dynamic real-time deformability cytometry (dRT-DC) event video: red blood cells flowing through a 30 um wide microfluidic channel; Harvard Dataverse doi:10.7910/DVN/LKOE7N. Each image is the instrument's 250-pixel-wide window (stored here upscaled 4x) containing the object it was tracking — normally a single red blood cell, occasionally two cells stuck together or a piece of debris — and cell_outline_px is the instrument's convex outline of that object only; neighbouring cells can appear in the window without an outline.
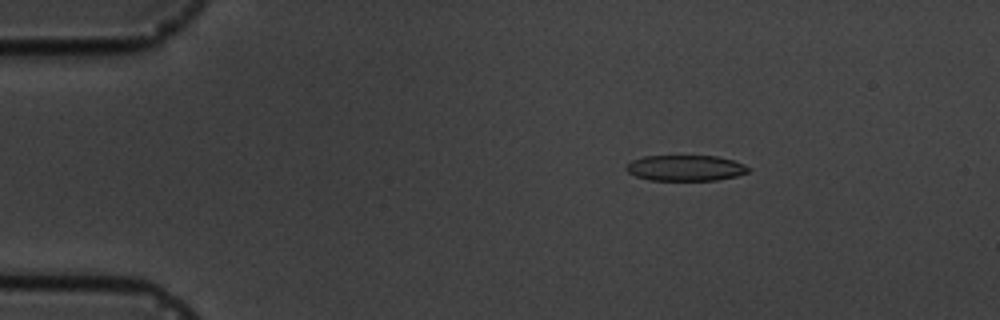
{"species": "common noctule bat (a hibernating species)", "species_latin": "Nyctalus noctula", "temperature_condition": "cold", "stored_images_in_passage": 5, "camera_frame_rate_fps": 3000, "um_per_image_px": 0.085, "animal": {"sex": "male", "body_mass_g": 19.5, "forearm_length_mm": 54.6}, "frame": {"image": 1, "passage_image": 2, "time_ms": 1.0, "image_size_px": [1000, 320], "cell_outline_px": [[748, 172], [736, 176], [716, 180], [648, 180], [636, 176], [628, 172], [624, 168], [632, 160], [644, 156], [716, 156], [732, 160], [744, 164], [748, 168]], "centroid_in_image_um": [58.23, 14.28], "position_along_channel_um": 26.8, "area_um2": 18.21}}
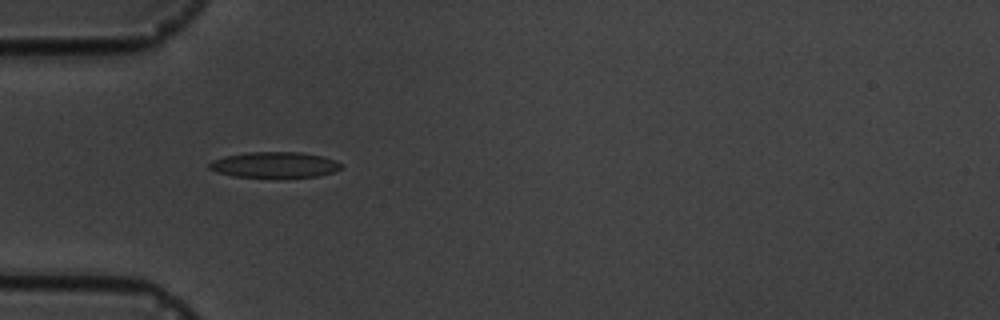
{"frame": {"image": 2, "passage_image": 4, "time_ms": 3.667, "image_size_px": [1000, 320], "cell_outline_px": [[344, 168], [332, 172], [316, 176], [284, 180], [272, 180], [232, 176], [216, 172], [208, 168], [208, 164], [212, 160], [224, 156], [248, 152], [300, 152], [324, 156], [336, 160], [344, 164]], "centroid_in_image_um": [23.36, 14.06], "position_along_channel_um": 61.6, "area_um2": 21.04}}
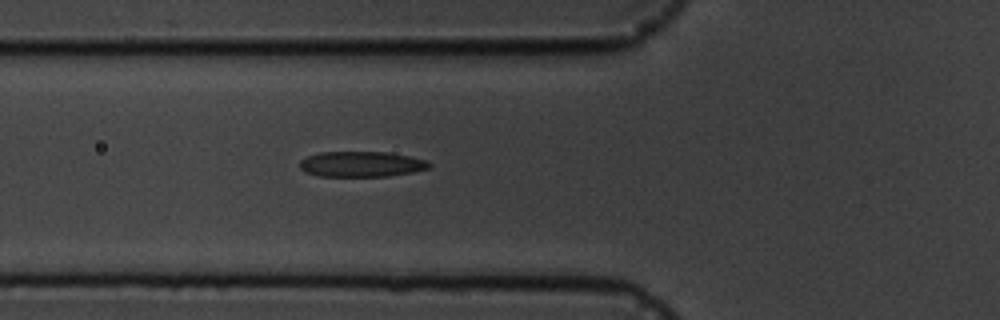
{"frame": {"image": 3, "passage_image": 5, "time_ms": 4.667, "image_size_px": [1000, 320], "cell_outline_px": [[432, 164], [428, 168], [412, 172], [388, 176], [320, 176], [304, 172], [300, 168], [300, 160], [308, 156], [320, 152], [388, 152], [428, 160]], "centroid_in_image_um": [30.71, 13.95], "position_along_channel_um": 95.1, "area_um2": 19.19}}